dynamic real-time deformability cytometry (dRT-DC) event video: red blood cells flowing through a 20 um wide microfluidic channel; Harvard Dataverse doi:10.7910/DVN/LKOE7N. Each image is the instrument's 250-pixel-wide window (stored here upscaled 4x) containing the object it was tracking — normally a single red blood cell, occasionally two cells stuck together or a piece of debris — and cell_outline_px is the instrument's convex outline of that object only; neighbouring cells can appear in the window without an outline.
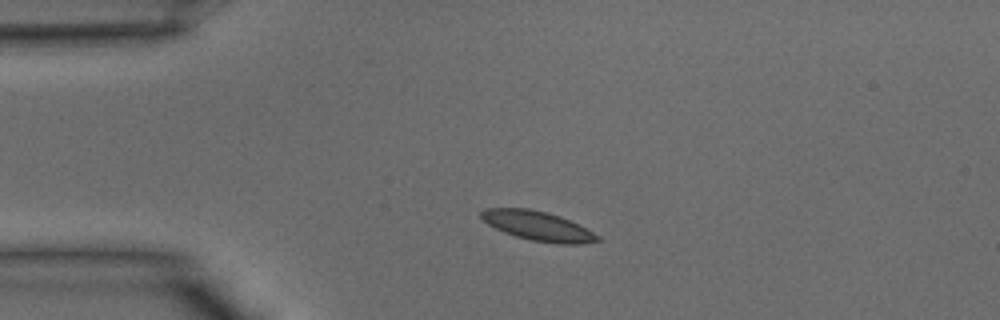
{"species": "common noctule bat (a hibernating species)", "species_latin": "Nyctalus noctula", "temperature_condition": "warm", "stored_images_in_passage": 37, "camera_frame_rate_fps": 3000, "um_per_image_px": 0.085, "animal": {"sex": "male", "body_mass_g": 15.6}, "frame": {"image": 1, "passage_image": 6, "time_ms": 1.667, "image_size_px": [1000, 320], "cell_outline_px": [[600, 240], [576, 244], [560, 244], [532, 240], [516, 236], [504, 232], [488, 224], [480, 216], [480, 212], [484, 208], [528, 208], [548, 212], [560, 216], [600, 236]], "centroid_in_image_um": [45.68, 19.19], "position_along_channel_um": 39.3, "area_um2": 19.59}}
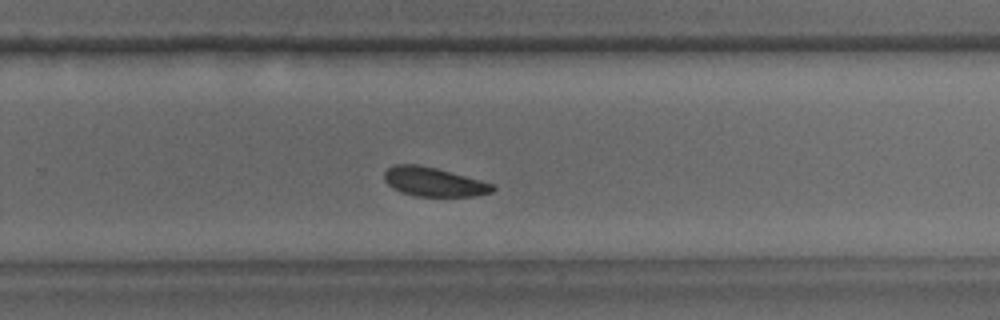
{"frame": {"image": 2, "passage_image": 23, "time_ms": 7.333, "image_size_px": [1000, 320], "cell_outline_px": [[496, 188], [492, 192], [472, 196], [416, 196], [400, 192], [392, 188], [384, 180], [384, 172], [392, 164], [416, 164], [436, 168], [480, 180], [492, 184]], "centroid_in_image_um": [36.82, 15.45], "position_along_channel_um": 293.0, "area_um2": 18.26}}
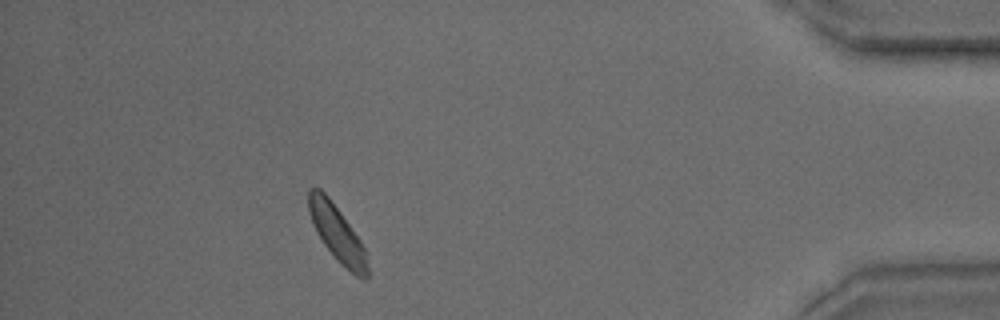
{"frame": {"image": 3, "passage_image": 33, "time_ms": 10.667, "image_size_px": [1000, 320], "cell_outline_px": [[368, 276], [364, 280], [356, 276], [336, 260], [324, 244], [316, 232], [308, 212], [308, 188], [320, 188], [328, 196], [340, 212], [360, 240], [364, 248], [368, 264]], "centroid_in_image_um": [28.64, 19.84], "position_along_channel_um": 406.6, "area_um2": 19.07}}